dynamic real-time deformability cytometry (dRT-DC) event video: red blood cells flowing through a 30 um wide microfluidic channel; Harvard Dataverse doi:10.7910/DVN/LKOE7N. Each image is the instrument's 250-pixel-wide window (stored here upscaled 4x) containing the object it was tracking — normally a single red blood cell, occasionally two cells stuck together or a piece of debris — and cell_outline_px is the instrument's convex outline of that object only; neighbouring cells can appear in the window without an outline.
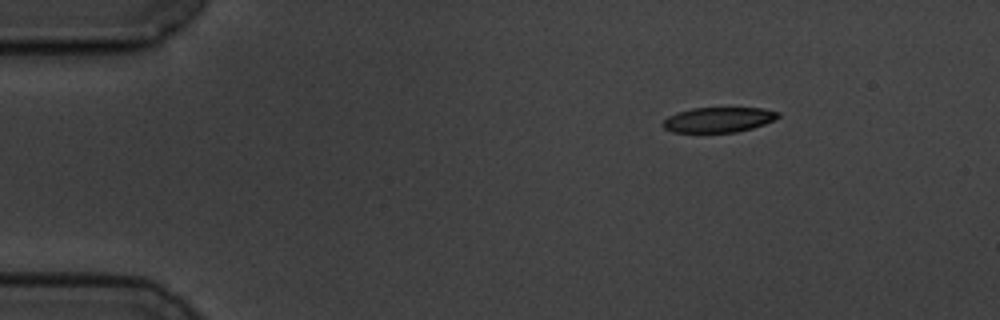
{"species": "common noctule bat (a hibernating species)", "species_latin": "Nyctalus noctula", "temperature_condition": "cold", "stored_images_in_passage": 50, "camera_frame_rate_fps": 3000, "um_per_image_px": 0.085, "animal": {"sex": "male", "body_mass_g": 19.5, "forearm_length_mm": 54.6}, "frame": {"image": 1, "passage_image": 1, "time_ms": 0.0, "image_size_px": [1000, 320], "cell_outline_px": [[780, 116], [764, 124], [752, 128], [736, 132], [672, 132], [664, 128], [660, 124], [668, 116], [676, 112], [692, 108], [764, 108], [780, 112]], "centroid_in_image_um": [61.04, 10.17], "position_along_channel_um": 24.0, "area_um2": 16.88}}
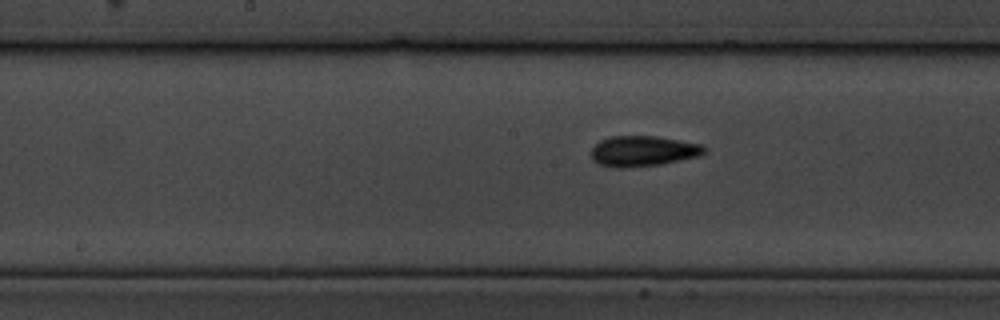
{"frame": {"image": 2, "passage_image": 22, "time_ms": 7.0, "image_size_px": [1000, 320], "cell_outline_px": [[708, 148], [700, 156], [660, 164], [628, 168], [616, 168], [600, 164], [592, 160], [592, 148], [600, 140], [612, 136], [656, 136], [700, 144]], "centroid_in_image_um": [54.65, 12.85], "position_along_channel_um": 193.5, "area_um2": 20.06}}
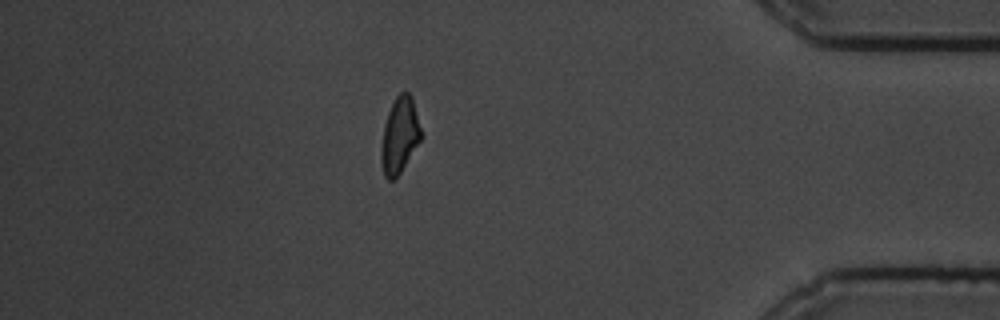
{"frame": {"image": 3, "passage_image": 43, "time_ms": 14.0, "image_size_px": [1000, 320], "cell_outline_px": [[420, 140], [400, 172], [392, 180], [388, 180], [384, 176], [380, 160], [380, 148], [384, 124], [388, 112], [396, 96], [400, 92], [408, 92], [412, 96], [420, 128]], "centroid_in_image_um": [33.93, 11.5], "position_along_channel_um": 401.3, "area_um2": 17.34}, "authors_computed_cell_mechanics": {"area_um2": 18.496, "velocity_mm_per_s": 3.4885, "shape_relaxation_time_tau1_ms": 4.3392, "shape_relaxation_time_tau2_ms": 3.2364, "deformation_change_tau1": 0.1379, "deformation_change_tau2": 0.1061}}